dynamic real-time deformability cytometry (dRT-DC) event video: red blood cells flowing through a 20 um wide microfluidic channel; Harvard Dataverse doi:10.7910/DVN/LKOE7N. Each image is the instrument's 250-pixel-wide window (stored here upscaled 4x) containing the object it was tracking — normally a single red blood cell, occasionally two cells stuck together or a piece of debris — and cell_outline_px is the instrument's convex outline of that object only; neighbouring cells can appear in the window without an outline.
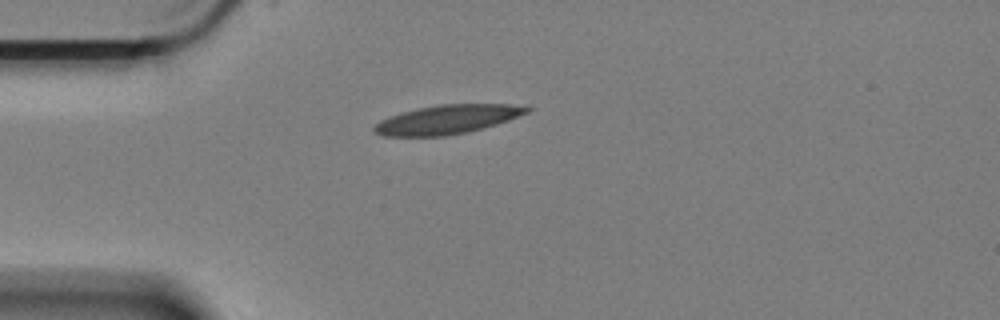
{"species": "Egyptian fruit bat (a non-hibernating species)", "species_latin": "Rousettus aegyptiacus", "temperature_condition": "cold", "stored_images_in_passage": 34, "camera_frame_rate_fps": 3000, "um_per_image_px": 0.085, "animal": {"sex": "female"}, "frame": {"image": 1, "passage_image": 1, "time_ms": 0.0, "image_size_px": [1000, 320], "cell_outline_px": [[532, 108], [528, 112], [508, 120], [496, 124], [464, 132], [444, 136], [384, 136], [376, 132], [372, 128], [380, 120], [388, 116], [416, 108], [440, 104], [512, 104]], "centroid_in_image_um": [37.98, 10.14], "position_along_channel_um": 47.0, "area_um2": 25.49}}
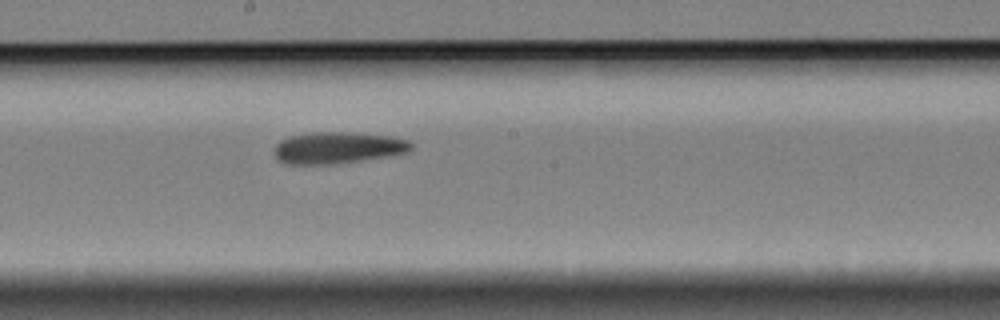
{"frame": {"image": 2, "passage_image": 18, "time_ms": 5.667, "image_size_px": [1000, 320], "cell_outline_px": [[412, 148], [408, 152], [388, 156], [336, 164], [284, 164], [276, 160], [276, 144], [280, 140], [288, 136], [312, 132], [348, 132], [388, 136], [408, 140], [412, 144]], "centroid_in_image_um": [28.68, 12.56], "position_along_channel_um": 219.5, "area_um2": 25.26}}
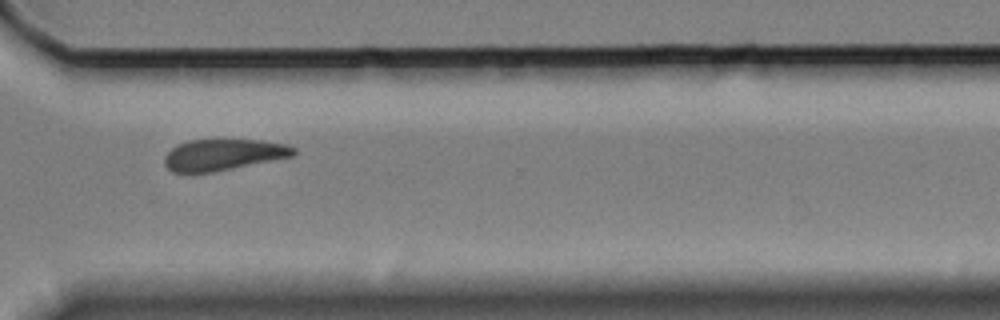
{"frame": {"image": 3, "passage_image": 30, "time_ms": 9.667, "image_size_px": [1000, 320], "cell_outline_px": [[296, 152], [292, 156], [212, 172], [172, 172], [164, 164], [164, 156], [176, 144], [188, 140], [260, 140], [288, 144], [296, 148]], "centroid_in_image_um": [18.96, 13.14], "position_along_channel_um": 351.6, "area_um2": 23.35}, "authors_computed_cell_mechanics": {"area_um2": 24.8829, "velocity_mm_per_s": 3.3055, "shape_relaxation_time_tau1_ms": 8.7068, "shape_relaxation_time_tau2_ms": null, "deformation_change_tau1": 0.1369, "deformation_change_tau2": null}}